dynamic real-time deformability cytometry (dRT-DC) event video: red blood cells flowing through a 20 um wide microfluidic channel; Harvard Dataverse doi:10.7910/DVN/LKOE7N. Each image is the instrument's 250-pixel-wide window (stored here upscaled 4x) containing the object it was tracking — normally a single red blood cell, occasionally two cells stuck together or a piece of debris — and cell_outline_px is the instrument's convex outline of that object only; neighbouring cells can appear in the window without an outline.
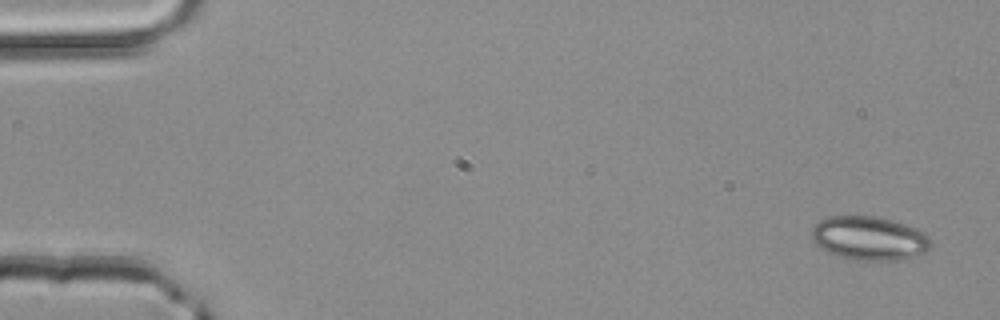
{"species": "common noctule bat (a hibernating species)", "species_latin": "Nyctalus noctula", "temperature_condition": "room temperature", "stored_images_in_passage": 2, "segment_of_instrument_passage": [2, 2], "camera_frame_rate_fps": 3000, "um_per_image_px": 0.085, "animal": {"sex": "male", "body_mass_g": 20.4}, "frame": {"image": 1, "passage_image": 2, "time_ms": 0.333, "image_size_px": [1000, 320], "cell_outline_px": [[932, 244], [924, 252], [912, 256], [896, 260], [856, 260], [836, 256], [820, 248], [812, 240], [812, 228], [820, 220], [828, 216], [872, 216], [888, 220], [924, 232], [928, 236]], "centroid_in_image_um": [73.82, 20.26], "position_along_channel_um": 11.2, "area_um2": 29.94}}